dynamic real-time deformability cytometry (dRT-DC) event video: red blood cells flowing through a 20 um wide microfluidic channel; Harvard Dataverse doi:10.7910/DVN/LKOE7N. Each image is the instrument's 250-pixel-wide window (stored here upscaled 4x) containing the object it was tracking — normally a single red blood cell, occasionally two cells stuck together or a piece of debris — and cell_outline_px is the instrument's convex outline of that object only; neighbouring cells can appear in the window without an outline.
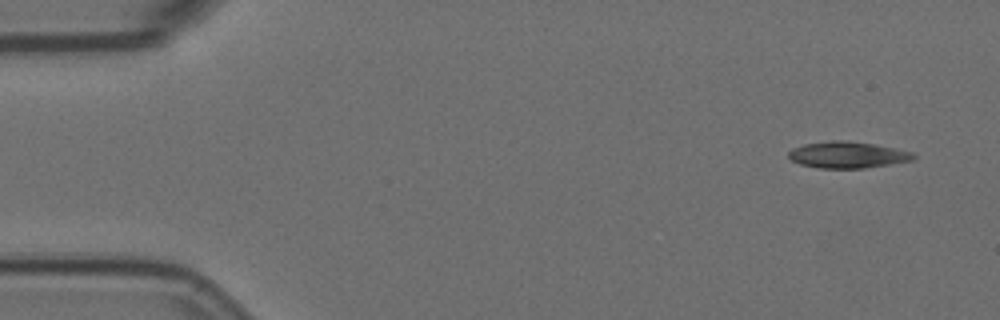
{"species": "Egyptian fruit bat (a non-hibernating species)", "species_latin": "Rousettus aegyptiacus", "temperature_condition": "room temperature", "stored_images_in_passage": 6, "camera_frame_rate_fps": 3000, "um_per_image_px": 0.085, "animal": {"sex": "female"}, "frame": {"image": 1, "passage_image": 1, "time_ms": 0.0, "image_size_px": [1000, 320], "cell_outline_px": [[916, 156], [912, 160], [864, 168], [820, 168], [800, 164], [792, 160], [788, 156], [788, 152], [792, 148], [804, 144], [832, 140], [848, 140], [876, 144], [896, 148], [912, 152]], "centroid_in_image_um": [72.03, 13.15], "position_along_channel_um": 13.0, "area_um2": 19.25}}
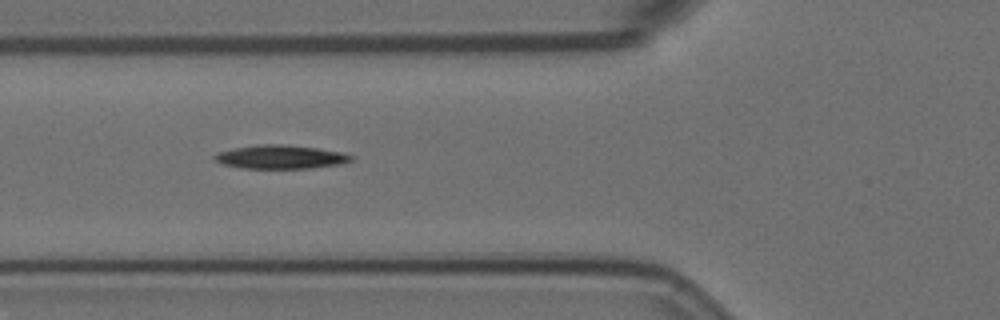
{"frame": {"image": 2, "passage_image": 5, "time_ms": 1.333, "image_size_px": [1000, 320], "cell_outline_px": [[356, 156], [352, 160], [340, 164], [312, 168], [240, 168], [220, 164], [212, 160], [212, 156], [220, 152], [236, 148], [256, 144], [288, 144], [316, 148], [340, 152]], "centroid_in_image_um": [23.82, 13.34], "position_along_channel_um": 102.0, "area_um2": 18.96}}
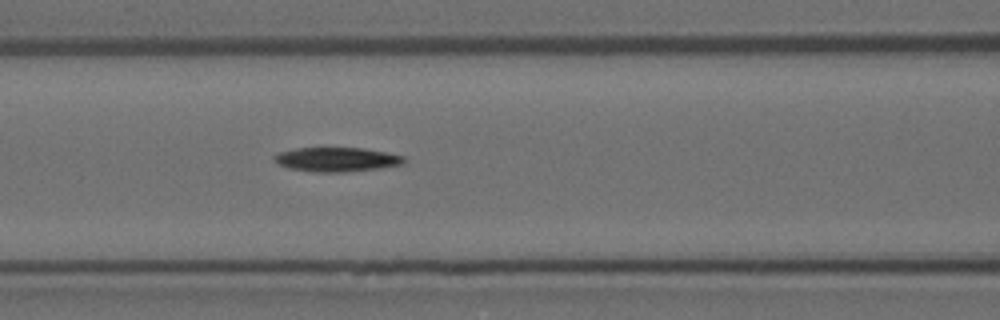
{"frame": {"image": 3, "passage_image": 6, "time_ms": 1.667, "image_size_px": [1000, 320], "cell_outline_px": [[408, 160], [404, 164], [380, 168], [344, 172], [316, 172], [288, 168], [276, 164], [272, 156], [280, 152], [296, 148], [364, 148], [388, 152], [404, 156]], "centroid_in_image_um": [28.64, 13.55], "position_along_channel_um": 138.0, "area_um2": 18.55}}